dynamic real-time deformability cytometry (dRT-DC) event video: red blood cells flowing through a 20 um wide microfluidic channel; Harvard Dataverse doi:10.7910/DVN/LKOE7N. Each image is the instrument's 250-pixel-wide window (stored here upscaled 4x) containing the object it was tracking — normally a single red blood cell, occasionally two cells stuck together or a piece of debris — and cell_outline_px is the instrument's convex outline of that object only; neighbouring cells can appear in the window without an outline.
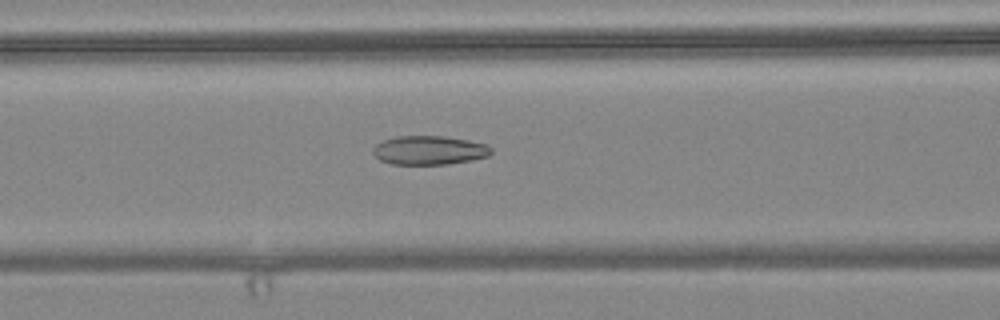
{"species": "common noctule bat (a hibernating species)", "species_latin": "Nyctalus noctula", "temperature_condition": "warm", "stored_images_in_passage": 10, "camera_frame_rate_fps": 3000, "um_per_image_px": 0.085, "animal": {"sex": "female", "body_mass_g": 24.6, "forearm_length_mm": 56.2}, "frame": {"image": 1, "passage_image": 5, "time_ms": 1.333, "image_size_px": [1000, 320], "cell_outline_px": [[492, 152], [488, 156], [472, 160], [448, 164], [392, 164], [380, 160], [372, 152], [372, 148], [376, 144], [384, 140], [396, 136], [444, 136], [468, 140], [488, 144], [492, 148]], "centroid_in_image_um": [36.5, 12.77], "position_along_channel_um": 130.1, "area_um2": 20.0}}
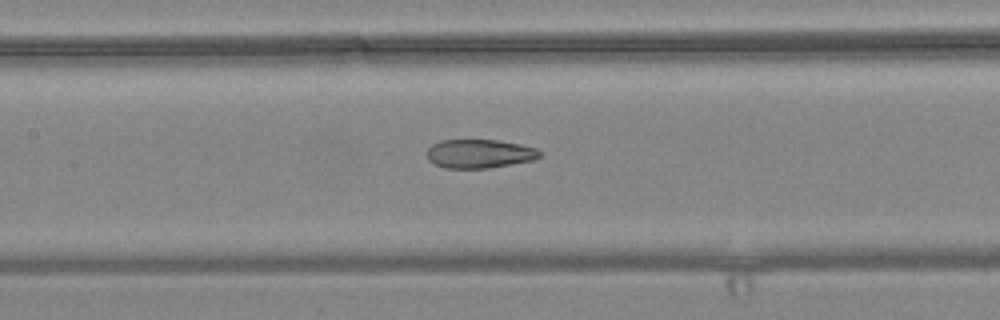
{"frame": {"image": 2, "passage_image": 8, "time_ms": 2.333, "image_size_px": [1000, 320], "cell_outline_px": [[540, 156], [532, 160], [512, 164], [488, 168], [444, 168], [428, 160], [428, 148], [432, 144], [440, 140], [500, 140], [520, 144], [536, 148], [540, 152]], "centroid_in_image_um": [40.74, 13.06], "position_along_channel_um": 166.7, "area_um2": 18.84}}